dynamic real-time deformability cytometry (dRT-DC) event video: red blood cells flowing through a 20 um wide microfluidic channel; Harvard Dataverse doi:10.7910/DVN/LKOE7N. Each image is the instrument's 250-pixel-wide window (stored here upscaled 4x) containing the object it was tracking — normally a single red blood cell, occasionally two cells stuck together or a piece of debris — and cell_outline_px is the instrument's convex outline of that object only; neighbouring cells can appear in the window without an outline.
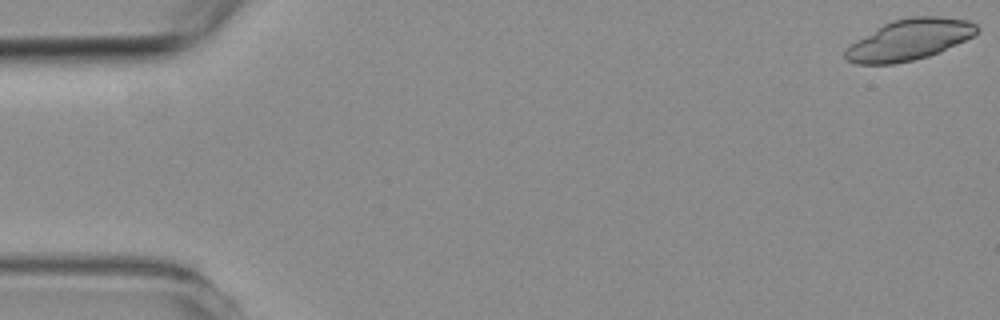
{"species": "common noctule bat (a hibernating species)", "species_latin": "Nyctalus noctula", "temperature_condition": "room temperature", "stored_images_in_passage": 4, "camera_frame_rate_fps": 3000, "um_per_image_px": 0.085, "animal": {"sex": "female", "body_mass_g": 19.3, "forearm_length_mm": 54.1}, "frame": {"image": 1, "passage_image": 1, "time_ms": 0.0, "image_size_px": [1000, 320], "cell_outline_px": [[980, 28], [972, 36], [940, 52], [928, 56], [912, 60], [892, 64], [856, 64], [848, 60], [844, 56], [844, 52], [856, 40], [884, 24], [892, 20], [908, 16], [940, 16], [968, 20], [976, 24]], "centroid_in_image_um": [77.31, 3.36], "position_along_channel_um": 7.7, "area_um2": 31.1}}